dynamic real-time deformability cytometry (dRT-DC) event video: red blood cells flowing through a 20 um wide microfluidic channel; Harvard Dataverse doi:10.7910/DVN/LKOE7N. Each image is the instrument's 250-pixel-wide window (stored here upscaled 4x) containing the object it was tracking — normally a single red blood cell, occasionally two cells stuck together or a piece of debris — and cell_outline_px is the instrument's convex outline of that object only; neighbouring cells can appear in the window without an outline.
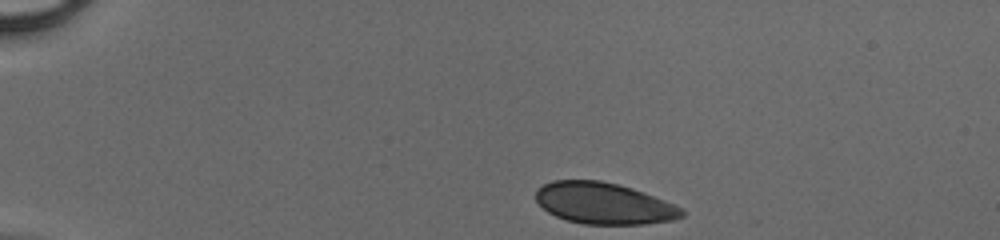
{"species": "human", "species_latin": "Homo sapiens", "temperature_condition": "cold", "stored_images_in_passage": 39, "camera_frame_rate_fps": 3000, "um_per_image_px": 0.085, "donor": {"sex": "male"}, "frame": {"image": 1, "passage_image": 1, "time_ms": 0.0, "image_size_px": [1000, 240], "cell_outline_px": [[684, 216], [672, 220], [644, 224], [584, 224], [568, 220], [556, 216], [548, 212], [536, 200], [536, 188], [552, 180], [600, 180], [632, 188], [664, 200], [680, 208], [684, 212]], "centroid_in_image_um": [51.3, 17.28], "position_along_channel_um": 33.7, "area_um2": 34.97}}
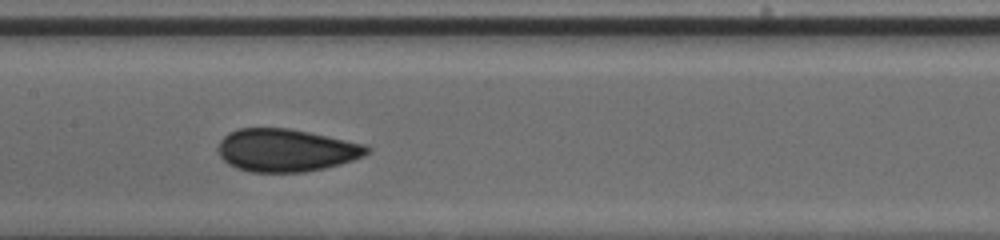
{"frame": {"image": 2, "passage_image": 17, "time_ms": 5.333, "image_size_px": [1000, 240], "cell_outline_px": [[372, 148], [364, 156], [340, 164], [324, 168], [304, 172], [248, 172], [236, 168], [228, 164], [220, 156], [216, 148], [220, 140], [228, 132], [240, 128], [288, 128], [368, 144]], "centroid_in_image_um": [24.31, 12.77], "position_along_channel_um": 183.1, "area_um2": 37.34}}
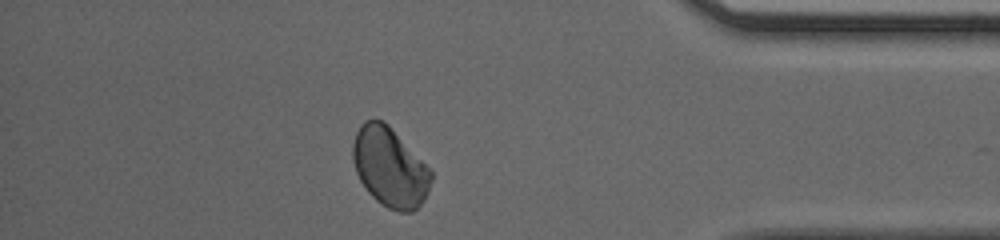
{"frame": {"image": 3, "passage_image": 34, "time_ms": 11.0, "image_size_px": [1000, 240], "cell_outline_px": [[432, 180], [428, 192], [424, 200], [412, 212], [400, 212], [388, 208], [376, 200], [368, 192], [360, 180], [356, 172], [352, 156], [352, 144], [356, 132], [360, 124], [364, 120], [384, 120], [388, 124], [432, 172]], "centroid_in_image_um": [33.11, 14.21], "position_along_channel_um": 402.1, "area_um2": 35.95}}